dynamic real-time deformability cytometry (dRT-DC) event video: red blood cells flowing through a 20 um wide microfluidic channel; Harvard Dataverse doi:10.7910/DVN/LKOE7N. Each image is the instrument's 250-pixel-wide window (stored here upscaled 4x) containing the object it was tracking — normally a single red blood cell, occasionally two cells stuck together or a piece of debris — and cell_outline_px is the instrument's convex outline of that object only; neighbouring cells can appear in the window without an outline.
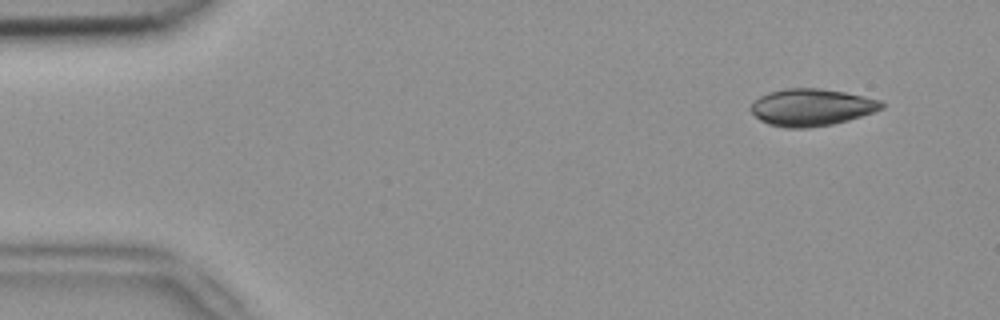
{"species": "common noctule bat (a hibernating species)", "species_latin": "Nyctalus noctula", "temperature_condition": "room temperature", "stored_images_in_passage": 4, "camera_frame_rate_fps": 3000, "um_per_image_px": 0.085, "animal": {"sex": "female", "body_mass_g": 18.4}, "frame": {"image": 1, "passage_image": 1, "time_ms": 0.0, "image_size_px": [1000, 320], "cell_outline_px": [[884, 108], [848, 120], [832, 124], [808, 128], [784, 128], [768, 124], [760, 120], [748, 108], [760, 96], [768, 92], [784, 88], [820, 88], [844, 92], [884, 100]], "centroid_in_image_um": [68.98, 9.12], "position_along_channel_um": 16.0, "area_um2": 28.38}}